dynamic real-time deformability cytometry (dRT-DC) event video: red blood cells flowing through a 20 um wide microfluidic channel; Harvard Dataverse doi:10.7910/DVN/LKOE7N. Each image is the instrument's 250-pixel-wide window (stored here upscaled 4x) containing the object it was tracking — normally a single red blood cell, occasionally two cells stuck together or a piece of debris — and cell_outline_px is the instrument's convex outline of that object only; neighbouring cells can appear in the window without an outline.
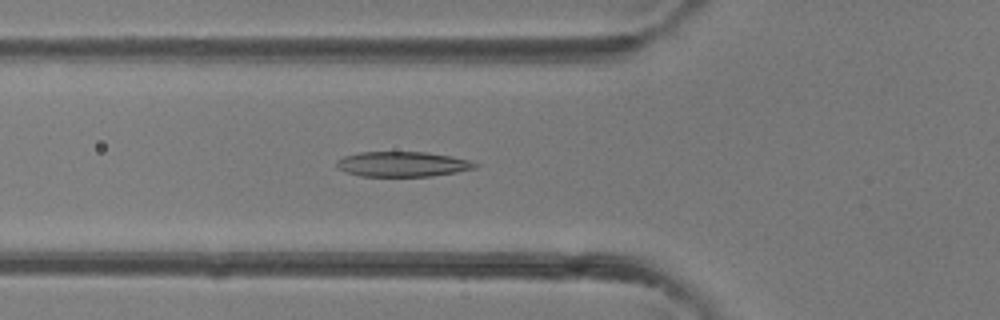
{"species": "common noctule bat (a hibernating species)", "species_latin": "Nyctalus noctula", "temperature_condition": "room temperature", "stored_images_in_passage": 29, "camera_frame_rate_fps": 3000, "um_per_image_px": 0.085, "animal": {"sex": "female"}, "frame": {"image": 1, "passage_image": 8, "time_ms": 2.333, "image_size_px": [1000, 320], "cell_outline_px": [[480, 164], [476, 168], [456, 172], [432, 176], [360, 176], [336, 168], [336, 160], [344, 156], [360, 152], [428, 152], [452, 156], [468, 160]], "centroid_in_image_um": [34.22, 13.95], "position_along_channel_um": 91.6, "area_um2": 20.29}}
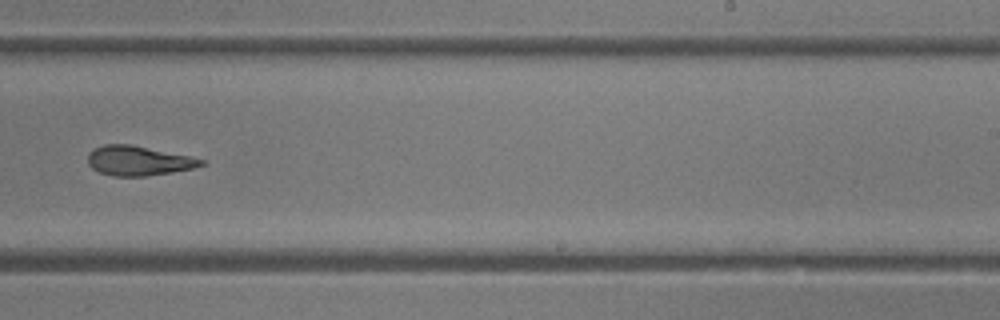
{"frame": {"image": 2, "passage_image": 19, "time_ms": 6.0, "image_size_px": [1000, 320], "cell_outline_px": [[208, 164], [192, 168], [172, 172], [144, 176], [112, 176], [100, 172], [92, 168], [88, 164], [88, 152], [104, 144], [132, 144], [192, 156], [208, 160]], "centroid_in_image_um": [11.82, 13.65], "position_along_channel_um": 277.2, "area_um2": 19.83}}
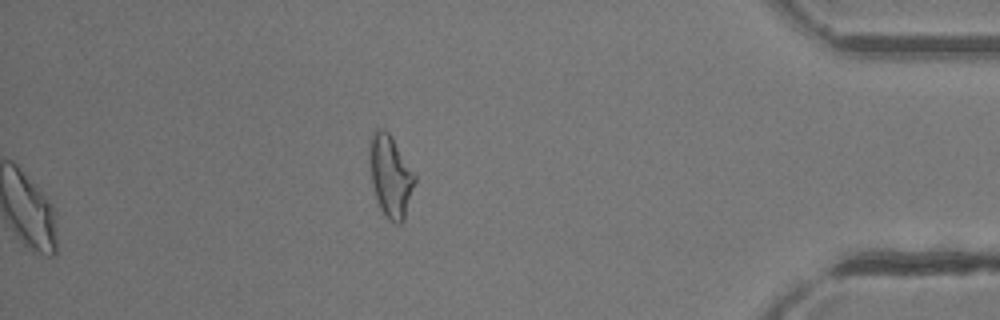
{"frame": {"image": 3, "passage_image": 29, "time_ms": 9.333, "image_size_px": [1000, 320], "cell_outline_px": [[416, 180], [404, 220], [400, 224], [396, 224], [388, 220], [384, 216], [376, 200], [372, 184], [368, 160], [368, 144], [372, 132], [376, 128], [384, 128], [392, 136], [416, 176]], "centroid_in_image_um": [33.16, 14.94], "position_along_channel_um": 402.0, "area_um2": 22.08}}